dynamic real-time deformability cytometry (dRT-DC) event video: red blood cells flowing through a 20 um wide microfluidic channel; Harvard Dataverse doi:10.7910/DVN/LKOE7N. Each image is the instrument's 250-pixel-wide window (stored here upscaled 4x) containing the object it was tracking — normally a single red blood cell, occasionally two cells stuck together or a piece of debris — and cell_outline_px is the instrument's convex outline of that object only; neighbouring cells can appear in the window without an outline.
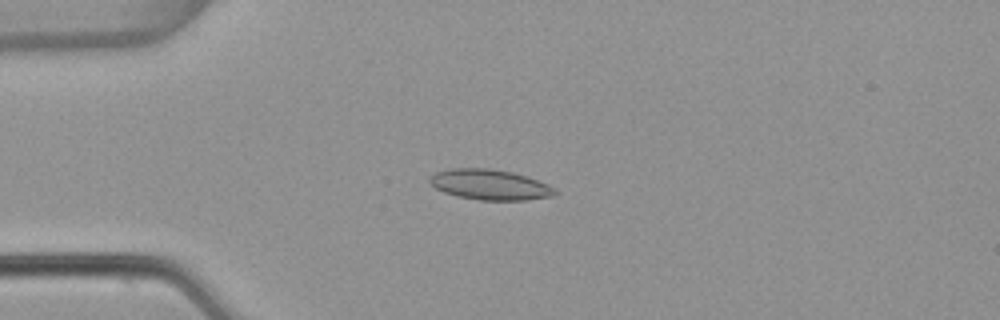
{"species": "common noctule bat (a hibernating species)", "species_latin": "Nyctalus noctula", "temperature_condition": "warm", "stored_images_in_passage": 6, "camera_frame_rate_fps": 3000, "um_per_image_px": 0.085, "animal": {"sex": "female", "body_mass_g": 22.7, "forearm_length_mm": 54.2}, "frame": {"image": 1, "passage_image": 4, "time_ms": 1.0, "image_size_px": [1000, 320], "cell_outline_px": [[560, 192], [552, 196], [528, 200], [480, 200], [456, 196], [444, 192], [436, 188], [428, 180], [436, 172], [452, 168], [488, 168], [512, 172], [528, 176], [548, 184], [556, 188]], "centroid_in_image_um": [41.7, 15.7], "position_along_channel_um": 43.3, "area_um2": 22.31}}
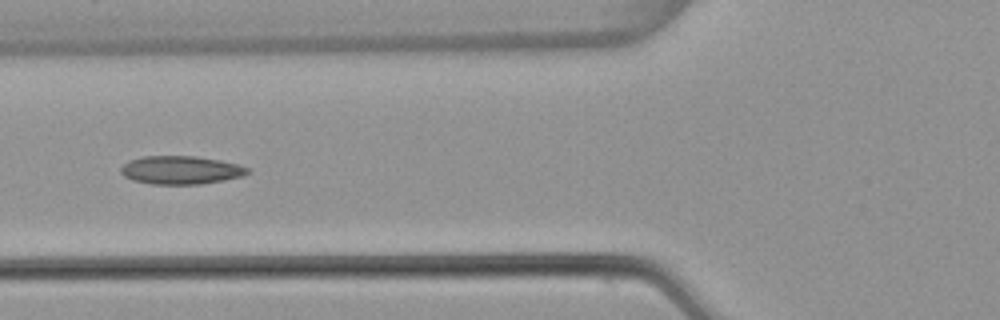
{"frame": {"image": 2, "passage_image": 6, "time_ms": 1.667, "image_size_px": [1000, 320], "cell_outline_px": [[248, 172], [244, 176], [224, 180], [200, 184], [152, 184], [132, 180], [124, 176], [120, 172], [120, 168], [128, 160], [144, 156], [196, 156], [220, 160], [240, 164], [248, 168]], "centroid_in_image_um": [15.36, 14.45], "position_along_channel_um": 110.4, "area_um2": 20.98}}